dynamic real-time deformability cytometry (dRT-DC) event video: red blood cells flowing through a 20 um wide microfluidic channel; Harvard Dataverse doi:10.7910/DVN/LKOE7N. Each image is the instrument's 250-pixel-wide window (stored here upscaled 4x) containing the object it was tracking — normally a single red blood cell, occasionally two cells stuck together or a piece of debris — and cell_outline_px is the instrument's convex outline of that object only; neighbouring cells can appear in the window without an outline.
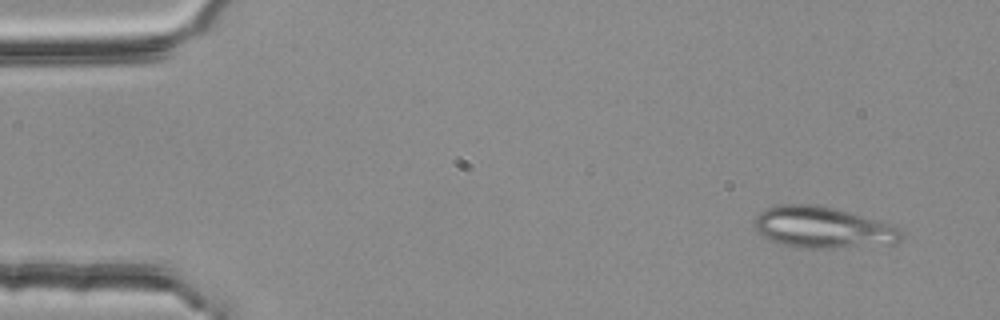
{"species": "common noctule bat (a hibernating species)", "species_latin": "Nyctalus noctula", "temperature_condition": "room temperature", "stored_images_in_passage": 4, "camera_frame_rate_fps": 3000, "um_per_image_px": 0.085, "animal": {"sex": "female", "body_mass_g": 25.1}, "frame": {"image": 1, "passage_image": 1, "time_ms": 0.0, "image_size_px": [1000, 320], "cell_outline_px": [[904, 236], [896, 244], [832, 248], [804, 248], [784, 244], [768, 240], [756, 232], [752, 224], [752, 220], [760, 212], [768, 208], [780, 204], [812, 204], [832, 208], [888, 224], [900, 228], [904, 232]], "centroid_in_image_um": [69.9, 19.35], "position_along_channel_um": 15.1, "area_um2": 35.32}}